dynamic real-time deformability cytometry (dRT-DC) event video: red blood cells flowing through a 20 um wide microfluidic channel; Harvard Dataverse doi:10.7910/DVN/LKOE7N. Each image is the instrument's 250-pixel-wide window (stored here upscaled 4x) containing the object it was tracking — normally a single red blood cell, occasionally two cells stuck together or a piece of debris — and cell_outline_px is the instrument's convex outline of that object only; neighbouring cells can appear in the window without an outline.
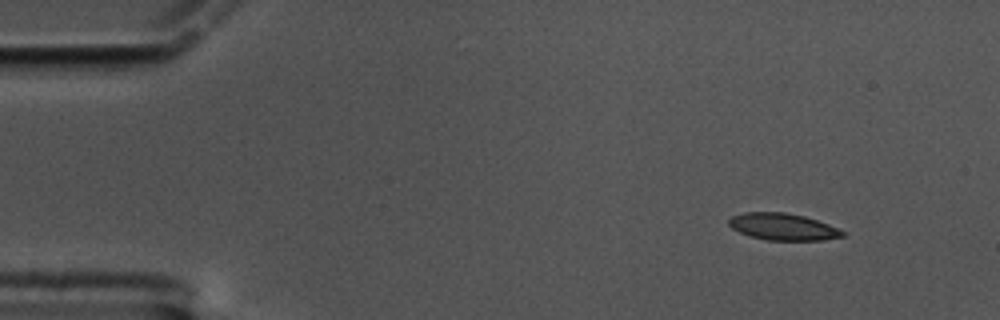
{"species": "common noctule bat (a hibernating species)", "species_latin": "Nyctalus noctula", "temperature_condition": "cold", "stored_images_in_passage": 54, "camera_frame_rate_fps": 3000, "um_per_image_px": 0.085, "animal": {"sex": "male", "body_mass_g": 17.5, "forearm_length_mm": 52.3}, "frame": {"image": 1, "passage_image": 1, "time_ms": 0.0, "image_size_px": [1000, 320], "cell_outline_px": [[844, 236], [824, 240], [768, 240], [748, 236], [732, 228], [728, 224], [728, 220], [732, 216], [744, 212], [784, 212], [804, 216], [828, 224], [844, 232]], "centroid_in_image_um": [66.51, 19.27], "position_along_channel_um": 18.5, "area_um2": 17.69}}
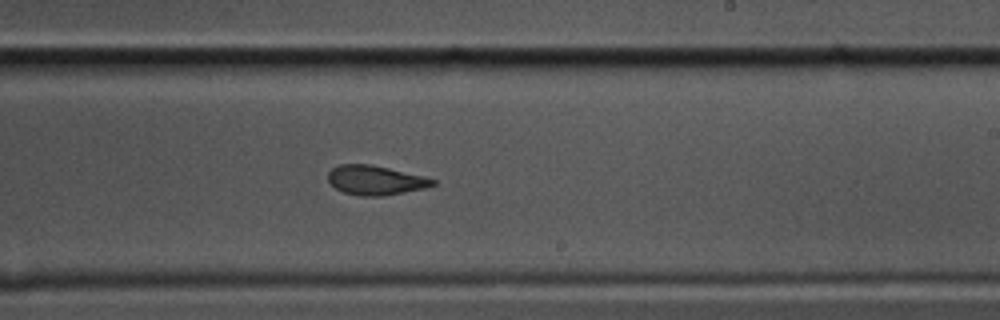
{"frame": {"image": 2, "passage_image": 30, "time_ms": 9.667, "image_size_px": [1000, 320], "cell_outline_px": [[436, 184], [424, 188], [384, 196], [360, 196], [344, 192], [336, 188], [328, 180], [328, 172], [332, 168], [340, 164], [368, 164], [388, 168], [436, 180]], "centroid_in_image_um": [31.87, 15.32], "position_along_channel_um": 257.1, "area_um2": 17.63}}
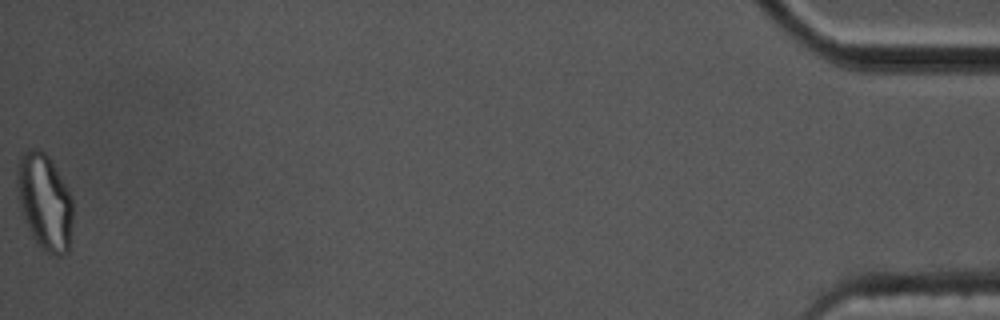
{"frame": {"image": 3, "passage_image": 54, "time_ms": 17.667, "image_size_px": [1000, 320], "cell_outline_px": [[72, 224], [68, 252], [60, 256], [56, 256], [48, 252], [32, 236], [24, 220], [20, 208], [16, 180], [16, 172], [20, 152], [28, 148], [40, 148], [48, 156], [56, 168], [68, 188], [72, 196]], "centroid_in_image_um": [3.78, 17.09], "position_along_channel_um": 431.4, "area_um2": 31.5}, "authors_computed_cell_mechanics": {"area_um2": 18.6405, "velocity_mm_per_s": 3.4126, "shape_relaxation_time_tau1_ms": 7.5502, "shape_relaxation_time_tau2_ms": 3.4675, "deformation_change_tau1": 0.2143, "deformation_change_tau2": 0.1033}}